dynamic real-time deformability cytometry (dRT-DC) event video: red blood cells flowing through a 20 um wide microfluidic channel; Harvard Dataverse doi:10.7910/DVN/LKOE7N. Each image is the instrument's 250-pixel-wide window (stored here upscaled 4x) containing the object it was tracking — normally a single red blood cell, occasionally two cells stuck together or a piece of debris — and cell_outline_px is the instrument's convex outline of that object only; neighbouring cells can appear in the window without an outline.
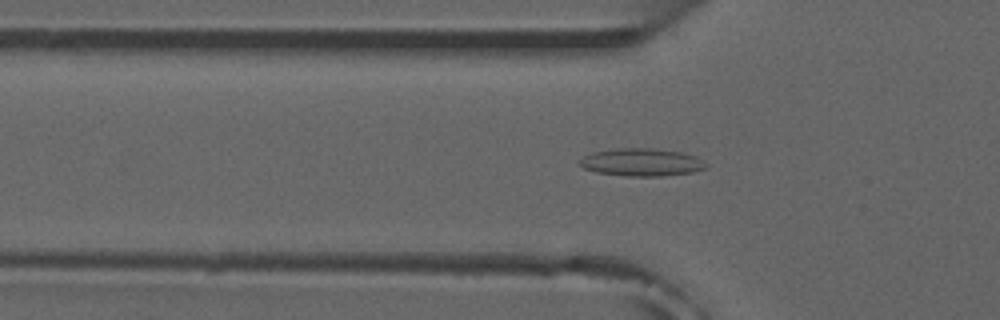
{"species": "common noctule bat (a hibernating species)", "species_latin": "Nyctalus noctula", "temperature_condition": "room temperature", "stored_images_in_passage": 52, "camera_frame_rate_fps": 3000, "um_per_image_px": 0.085, "animal": {"sex": "male", "forearm_length_mm": 52.5}, "frame": {"image": 1, "passage_image": 16, "time_ms": 5.0, "image_size_px": [1000, 320], "cell_outline_px": [[708, 168], [692, 172], [660, 176], [624, 176], [596, 172], [584, 168], [580, 164], [580, 160], [584, 156], [592, 152], [616, 148], [652, 148], [680, 152], [696, 156], [708, 164]], "centroid_in_image_um": [54.55, 13.79], "position_along_channel_um": 71.2, "area_um2": 20.4}, "authors_computed_cell_mechanics": {"area_um2": 17.0799, "velocity_mm_per_s": 3.8582, "shape_relaxation_time_tau1_ms": null, "shape_relaxation_time_tau2_ms": 3.5857, "deformation_change_tau1": null, "deformation_change_tau2": 0.1087}}